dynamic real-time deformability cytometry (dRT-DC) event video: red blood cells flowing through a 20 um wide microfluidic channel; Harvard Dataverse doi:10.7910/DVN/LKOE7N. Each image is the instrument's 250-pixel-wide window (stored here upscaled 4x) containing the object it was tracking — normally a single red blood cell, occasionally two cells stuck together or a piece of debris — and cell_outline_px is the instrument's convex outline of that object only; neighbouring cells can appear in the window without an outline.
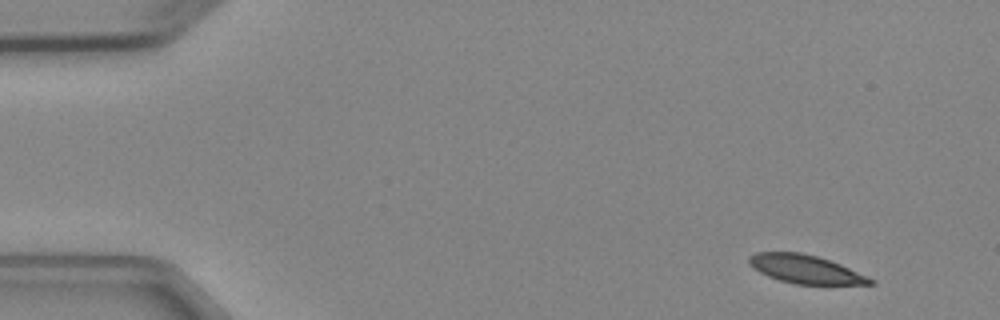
{"species": "Egyptian fruit bat (a non-hibernating species)", "species_latin": "Rousettus aegyptiacus", "temperature_condition": "cold", "stored_images_in_passage": 4, "camera_frame_rate_fps": 3000, "um_per_image_px": 0.085, "animal": {"sex": "female"}, "frame": {"image": 1, "passage_image": 1, "time_ms": 0.0, "image_size_px": [1000, 320], "cell_outline_px": [[876, 284], [796, 284], [780, 280], [768, 276], [760, 272], [748, 260], [748, 256], [756, 252], [800, 252], [816, 256], [840, 264], [868, 276], [876, 280]], "centroid_in_image_um": [68.5, 22.88], "position_along_channel_um": 16.5, "area_um2": 19.83}}
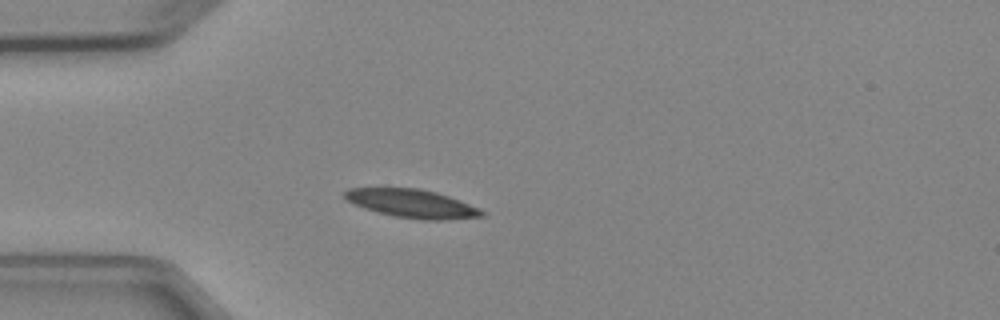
{"frame": {"image": 2, "passage_image": 4, "time_ms": 3.333, "image_size_px": [1000, 320], "cell_outline_px": [[484, 216], [444, 220], [424, 220], [392, 216], [364, 208], [348, 200], [344, 196], [344, 192], [348, 188], [420, 188], [436, 192], [460, 200], [480, 208], [484, 212]], "centroid_in_image_um": [35.05, 17.3], "position_along_channel_um": 50.0, "area_um2": 22.6}}